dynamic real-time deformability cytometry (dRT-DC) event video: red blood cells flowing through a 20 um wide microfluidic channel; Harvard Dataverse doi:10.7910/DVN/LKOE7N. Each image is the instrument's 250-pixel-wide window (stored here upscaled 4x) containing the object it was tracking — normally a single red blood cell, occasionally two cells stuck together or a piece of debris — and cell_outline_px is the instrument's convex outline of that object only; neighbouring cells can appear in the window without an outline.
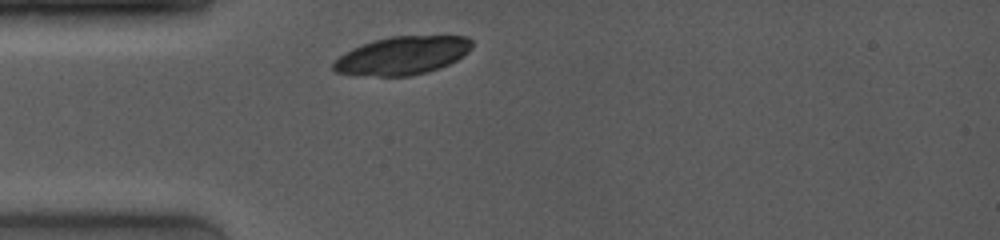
{"species": "common noctule bat (a hibernating species)", "species_latin": "Nyctalus noctula", "temperature_condition": "room temperature", "stored_images_in_passage": 3, "camera_frame_rate_fps": 4000, "um_per_image_px": 0.085, "animal": {"sex": "female", "body_mass_g": 19.0, "forearm_length_mm": 53.3}, "frame": {"image": 1, "passage_image": 1, "time_ms": 0.0, "image_size_px": [1000, 240], "cell_outline_px": [[472, 48], [464, 56], [440, 68], [408, 76], [356, 76], [336, 72], [332, 68], [332, 64], [344, 52], [352, 48], [376, 40], [392, 36], [464, 36], [472, 40]], "centroid_in_image_um": [34.19, 4.73], "position_along_channel_um": 50.8, "area_um2": 30.81}}